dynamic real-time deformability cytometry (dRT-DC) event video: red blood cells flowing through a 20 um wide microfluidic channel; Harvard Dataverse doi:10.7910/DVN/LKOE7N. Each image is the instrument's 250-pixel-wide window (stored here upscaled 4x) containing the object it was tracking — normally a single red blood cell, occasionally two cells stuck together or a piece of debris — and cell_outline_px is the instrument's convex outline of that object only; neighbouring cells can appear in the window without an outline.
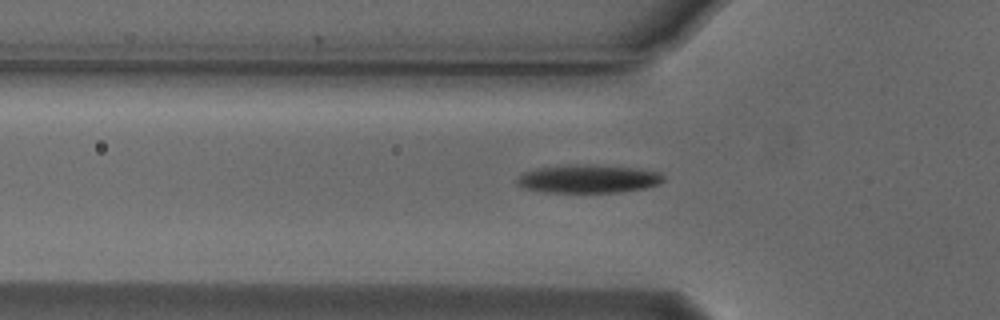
{"species": "Egyptian fruit bat (a non-hibernating species)", "species_latin": "Rousettus aegyptiacus", "temperature_condition": "cold", "stored_images_in_passage": 34, "camera_frame_rate_fps": 3000, "um_per_image_px": 0.085, "animal": {"sex": "male"}, "frame": {"image": 1, "passage_image": 3, "time_ms": 0.667, "image_size_px": [1000, 320], "cell_outline_px": [[664, 180], [648, 188], [620, 192], [544, 192], [524, 188], [516, 184], [516, 180], [524, 172], [540, 168], [568, 164], [592, 164], [636, 168], [660, 172], [664, 176]], "centroid_in_image_um": [50.02, 15.2], "position_along_channel_um": 75.8, "area_um2": 24.22}}
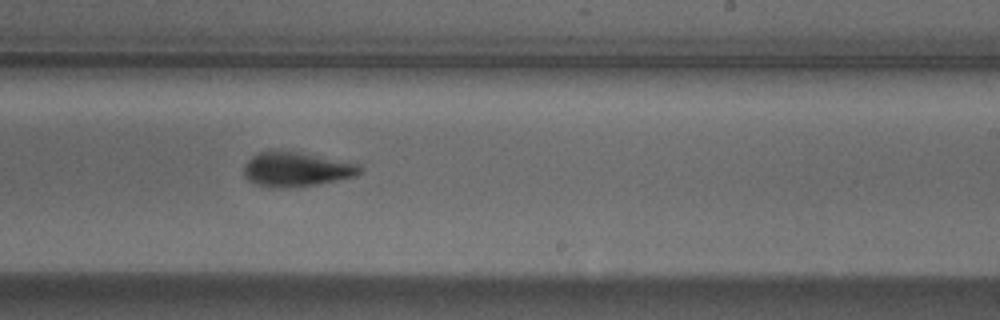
{"frame": {"image": 2, "passage_image": 18, "time_ms": 5.667, "image_size_px": [1000, 320], "cell_outline_px": [[364, 168], [356, 176], [316, 184], [284, 188], [268, 188], [256, 184], [248, 180], [244, 176], [244, 164], [252, 156], [260, 152], [272, 148], [276, 148], [300, 152], [356, 164]], "centroid_in_image_um": [25.11, 14.37], "position_along_channel_um": 263.9, "area_um2": 23.52}}
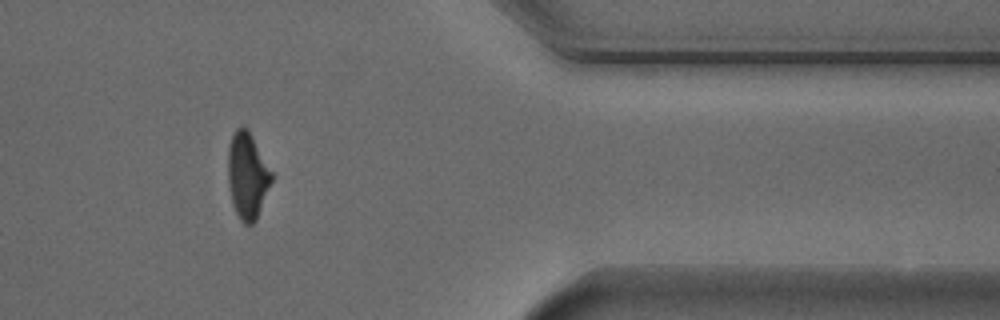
{"frame": {"image": 3, "passage_image": 30, "time_ms": 9.667, "image_size_px": [1000, 320], "cell_outline_px": [[276, 176], [256, 220], [252, 224], [244, 224], [240, 220], [232, 204], [228, 184], [228, 148], [232, 136], [236, 128], [248, 128]], "centroid_in_image_um": [21.07, 14.94], "position_along_channel_um": 390.3, "area_um2": 22.48}, "authors_computed_cell_mechanics": {"area_um2": 23.7847, "velocity_mm_per_s": 3.7621, "shape_relaxation_time_tau1_ms": 3.0249, "shape_relaxation_time_tau2_ms": 4.1917, "deformation_change_tau1": 0.1507, "deformation_change_tau2": 0.1132}}